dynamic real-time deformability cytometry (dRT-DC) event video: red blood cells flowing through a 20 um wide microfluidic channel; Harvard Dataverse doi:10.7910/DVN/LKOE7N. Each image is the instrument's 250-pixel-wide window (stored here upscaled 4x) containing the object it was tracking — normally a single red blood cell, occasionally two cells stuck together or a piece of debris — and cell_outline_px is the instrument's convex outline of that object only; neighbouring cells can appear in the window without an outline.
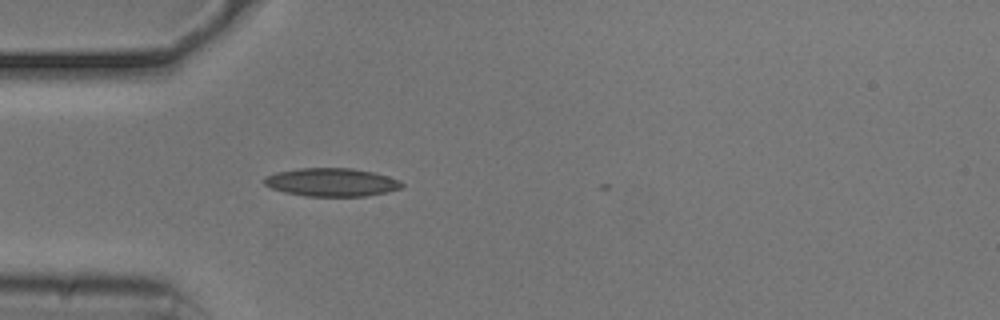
{"species": "common noctule bat (a hibernating species)", "species_latin": "Nyctalus noctula", "temperature_condition": "cold", "stored_images_in_passage": 5, "camera_frame_rate_fps": 3000, "um_per_image_px": 0.085, "animal": {"sex": "male", "body_mass_g": 20.5, "forearm_length_mm": 52.5}, "frame": {"image": 1, "passage_image": 2, "time_ms": 0.333, "image_size_px": [1000, 320], "cell_outline_px": [[404, 188], [388, 192], [364, 196], [308, 196], [284, 192], [272, 188], [264, 184], [264, 176], [276, 172], [300, 168], [352, 168], [372, 172], [388, 176], [404, 184]], "centroid_in_image_um": [28.18, 15.49], "position_along_channel_um": 56.8, "area_um2": 22.6}}